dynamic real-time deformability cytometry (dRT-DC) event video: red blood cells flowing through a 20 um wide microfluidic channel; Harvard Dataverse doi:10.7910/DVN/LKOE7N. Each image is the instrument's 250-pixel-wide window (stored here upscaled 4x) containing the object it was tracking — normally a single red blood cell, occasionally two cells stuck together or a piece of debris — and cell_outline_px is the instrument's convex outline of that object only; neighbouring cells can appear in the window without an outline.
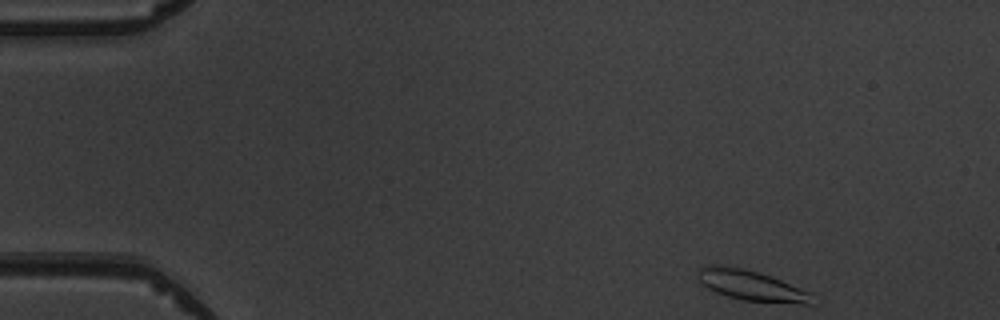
{"species": "common noctule bat (a hibernating species)", "species_latin": "Nyctalus noctula", "temperature_condition": "warm", "stored_images_in_passage": 3, "camera_frame_rate_fps": 3000, "um_per_image_px": 0.085, "animal": {"sex": "male", "body_mass_g": 19.5, "forearm_length_mm": 54.6}, "frame": {"image": 1, "passage_image": 1, "time_ms": 0.0, "image_size_px": [1000, 320], "cell_outline_px": [[816, 304], [800, 304], [744, 300], [728, 296], [716, 292], [700, 284], [696, 276], [696, 272], [700, 268], [708, 264], [720, 264], [744, 268], [760, 272], [772, 276], [808, 292]], "centroid_in_image_um": [63.78, 24.24], "position_along_channel_um": 21.2, "area_um2": 20.4}}